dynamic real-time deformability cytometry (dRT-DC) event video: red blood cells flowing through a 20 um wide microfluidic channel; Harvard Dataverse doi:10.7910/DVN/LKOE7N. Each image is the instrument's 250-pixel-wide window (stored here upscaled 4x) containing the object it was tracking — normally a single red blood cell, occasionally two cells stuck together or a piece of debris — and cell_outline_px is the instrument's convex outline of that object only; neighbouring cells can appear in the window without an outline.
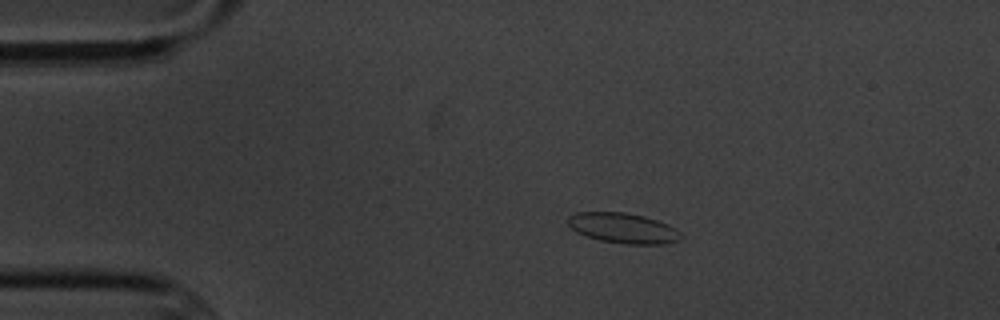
{"species": "common noctule bat (a hibernating species)", "species_latin": "Nyctalus noctula", "temperature_condition": "cold", "stored_images_in_passage": 4, "camera_frame_rate_fps": 3000, "um_per_image_px": 0.085, "animal": {"sex": "male", "body_mass_g": 20.1, "forearm_length_mm": 53.5}, "frame": {"image": 1, "passage_image": 3, "time_ms": 2.333, "image_size_px": [1000, 320], "cell_outline_px": [[684, 236], [680, 240], [664, 244], [624, 244], [600, 240], [576, 232], [568, 224], [568, 216], [572, 212], [624, 212], [644, 216], [668, 224], [676, 228]], "centroid_in_image_um": [52.98, 19.38], "position_along_channel_um": 32.0, "area_um2": 20.06}}